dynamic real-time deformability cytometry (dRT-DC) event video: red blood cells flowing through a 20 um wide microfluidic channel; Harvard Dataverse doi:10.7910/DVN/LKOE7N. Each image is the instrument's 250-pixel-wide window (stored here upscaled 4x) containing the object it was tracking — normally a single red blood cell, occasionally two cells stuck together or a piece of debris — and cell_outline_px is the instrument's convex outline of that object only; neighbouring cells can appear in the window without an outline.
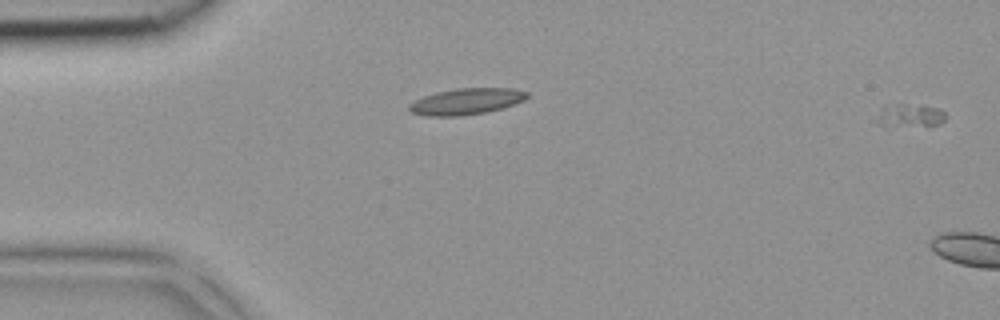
{"species": "common noctule bat (a hibernating species)", "species_latin": "Nyctalus noctula", "temperature_condition": "room temperature", "stored_images_in_passage": 3, "camera_frame_rate_fps": 3000, "um_per_image_px": 0.085, "animal": {"sex": "female", "body_mass_g": 18.4}, "frame": {"image": 1, "passage_image": 1, "time_ms": 0.0, "image_size_px": [1000, 320], "cell_outline_px": [[944, 120], [940, 124], [928, 128], [888, 128], [876, 120], [880, 108], [884, 104], [904, 104], [940, 108], [944, 112]], "centroid_in_image_um": [77.32, 9.88], "position_along_channel_um": 7.7, "area_um2": 10.06}}